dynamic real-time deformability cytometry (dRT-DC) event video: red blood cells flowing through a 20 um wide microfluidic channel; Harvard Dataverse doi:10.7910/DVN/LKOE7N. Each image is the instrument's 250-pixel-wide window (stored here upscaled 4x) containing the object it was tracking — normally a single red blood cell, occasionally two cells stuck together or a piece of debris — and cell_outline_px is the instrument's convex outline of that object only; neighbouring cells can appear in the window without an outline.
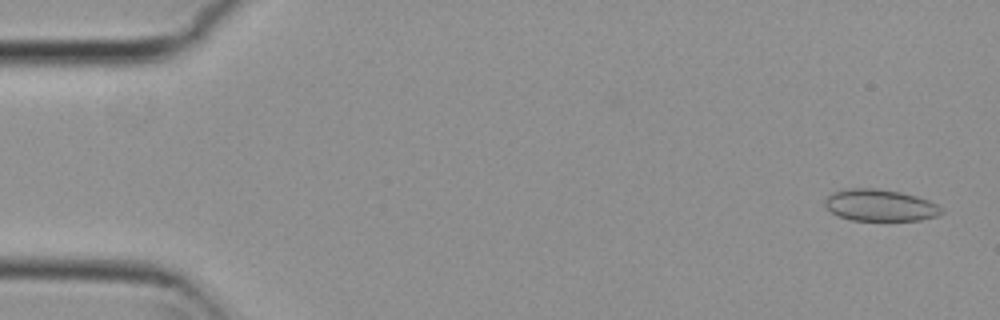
{"species": "common noctule bat (a hibernating species)", "species_latin": "Nyctalus noctula", "temperature_condition": "cold", "stored_images_in_passage": 54, "camera_frame_rate_fps": 3000, "um_per_image_px": 0.085, "animal": {"sex": "female", "body_mass_g": 29.2, "forearm_length_mm": 56.3}, "frame": {"image": 1, "passage_image": 2, "time_ms": 0.333, "image_size_px": [1000, 320], "cell_outline_px": [[944, 212], [936, 216], [920, 220], [852, 220], [840, 216], [832, 212], [824, 204], [824, 200], [832, 192], [848, 188], [876, 188], [900, 192], [916, 196], [928, 200], [936, 204]], "centroid_in_image_um": [74.79, 17.44], "position_along_channel_um": 10.2, "area_um2": 21.39}}
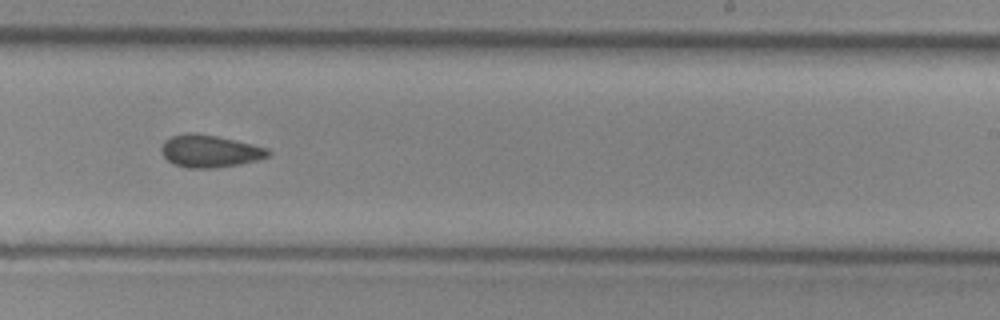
{"frame": {"image": 2, "passage_image": 33, "time_ms": 10.667, "image_size_px": [1000, 320], "cell_outline_px": [[272, 152], [268, 156], [256, 160], [240, 164], [212, 168], [188, 168], [172, 164], [160, 152], [160, 148], [164, 140], [172, 136], [188, 132], [196, 132], [216, 136], [252, 144], [268, 148]], "centroid_in_image_um": [17.79, 12.84], "position_along_channel_um": 271.2, "area_um2": 20.23}}
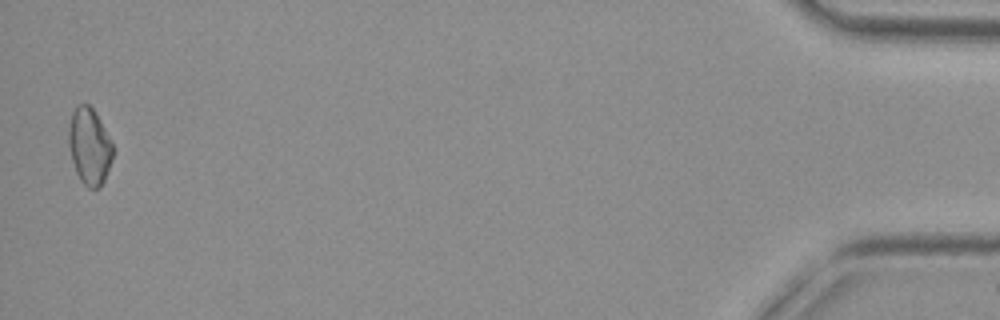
{"frame": {"image": 3, "passage_image": 53, "time_ms": 17.333, "image_size_px": [1000, 320], "cell_outline_px": [[112, 160], [104, 180], [100, 188], [88, 188], [80, 180], [76, 172], [72, 160], [68, 144], [68, 128], [72, 112], [76, 104], [88, 104], [92, 108], [100, 120], [112, 144]], "centroid_in_image_um": [7.58, 12.43], "position_along_channel_um": 427.6, "area_um2": 19.65}, "authors_computed_cell_mechanics": {"area_um2": 20.0566, "velocity_mm_per_s": 3.809, "shape_relaxation_time_tau1_ms": null, "shape_relaxation_time_tau2_ms": 4.9676, "deformation_change_tau1": null, "deformation_change_tau2": 0.1066}}